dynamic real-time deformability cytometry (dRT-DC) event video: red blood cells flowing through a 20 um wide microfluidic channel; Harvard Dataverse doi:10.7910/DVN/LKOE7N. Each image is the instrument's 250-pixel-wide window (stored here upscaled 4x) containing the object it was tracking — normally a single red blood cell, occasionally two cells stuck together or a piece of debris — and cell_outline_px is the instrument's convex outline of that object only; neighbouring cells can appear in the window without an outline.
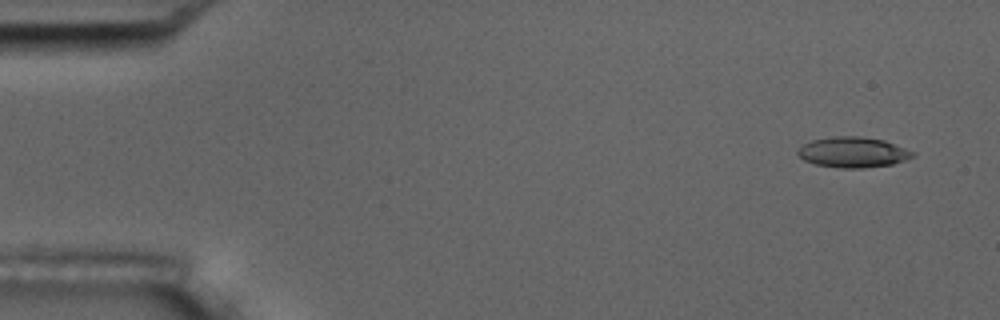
{"species": "common noctule bat (a hibernating species)", "species_latin": "Nyctalus noctula", "temperature_condition": "room temperature", "stored_images_in_passage": 6, "camera_frame_rate_fps": 3000, "um_per_image_px": 0.085, "animal": {"sex": "male", "body_mass_g": 17.5, "forearm_length_mm": 52.3}, "frame": {"image": 1, "passage_image": 1, "time_ms": 0.0, "image_size_px": [1000, 320], "cell_outline_px": [[916, 156], [892, 164], [864, 168], [840, 168], [816, 164], [804, 160], [796, 152], [804, 144], [812, 140], [832, 136], [860, 136], [884, 140], [916, 152]], "centroid_in_image_um": [72.53, 12.94], "position_along_channel_um": 12.5, "area_um2": 20.4}}
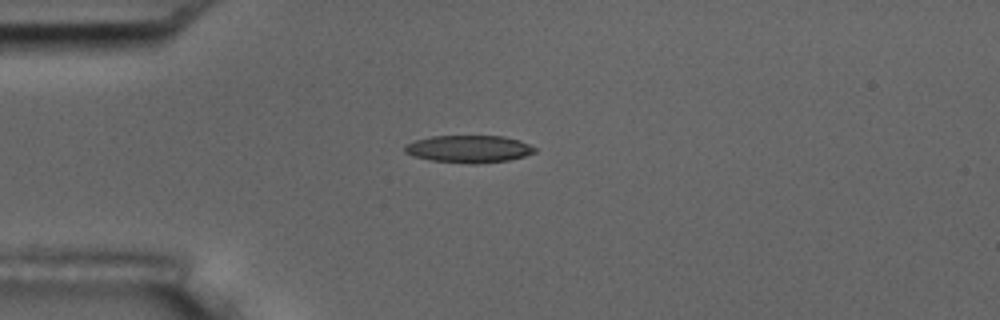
{"frame": {"image": 2, "passage_image": 4, "time_ms": 3.667, "image_size_px": [1000, 320], "cell_outline_px": [[536, 152], [524, 156], [508, 160], [476, 164], [472, 164], [432, 160], [412, 156], [404, 152], [404, 144], [416, 140], [432, 136], [504, 136], [520, 140], [536, 148]], "centroid_in_image_um": [39.84, 12.66], "position_along_channel_um": 45.2, "area_um2": 20.75}}